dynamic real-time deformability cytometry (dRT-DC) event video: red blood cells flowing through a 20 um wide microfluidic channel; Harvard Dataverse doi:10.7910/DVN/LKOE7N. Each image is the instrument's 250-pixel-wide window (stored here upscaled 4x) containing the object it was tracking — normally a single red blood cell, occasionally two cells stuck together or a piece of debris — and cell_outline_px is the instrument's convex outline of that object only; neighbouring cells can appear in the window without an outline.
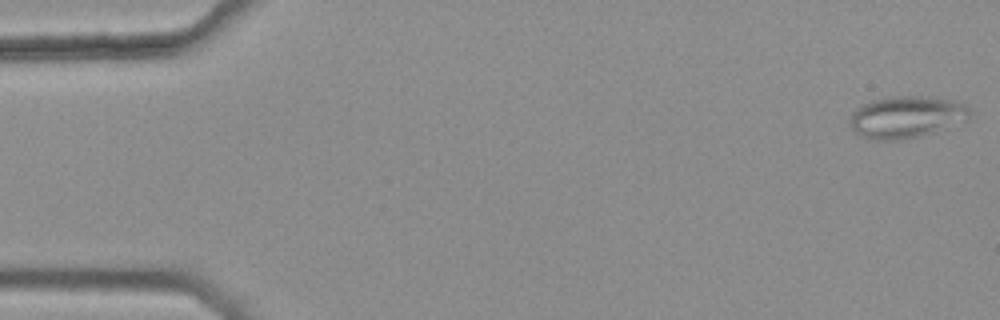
{"species": "common noctule bat (a hibernating species)", "species_latin": "Nyctalus noctula", "temperature_condition": "warm", "stored_images_in_passage": 47, "camera_frame_rate_fps": 3000, "um_per_image_px": 0.085, "animal": {"sex": "female", "body_mass_g": 25.1}, "frame": {"image": 1, "passage_image": 1, "time_ms": 0.0, "image_size_px": [1000, 320], "cell_outline_px": [[972, 112], [968, 120], [920, 136], [900, 140], [876, 140], [864, 136], [856, 132], [852, 128], [852, 112], [856, 108], [872, 100], [896, 96], [920, 96], [952, 100], [968, 104]], "centroid_in_image_um": [77.11, 9.93], "position_along_channel_um": 7.9, "area_um2": 29.02}}
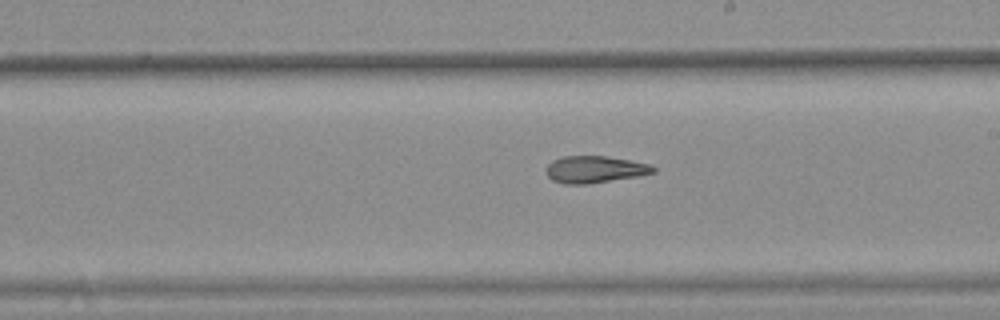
{"frame": {"image": 2, "passage_image": 30, "time_ms": 9.667, "image_size_px": [1000, 320], "cell_outline_px": [[656, 172], [636, 176], [588, 184], [564, 184], [552, 180], [548, 176], [548, 164], [552, 160], [564, 156], [608, 156], [652, 164], [656, 168]], "centroid_in_image_um": [50.58, 14.39], "position_along_channel_um": 238.4, "area_um2": 16.76}}
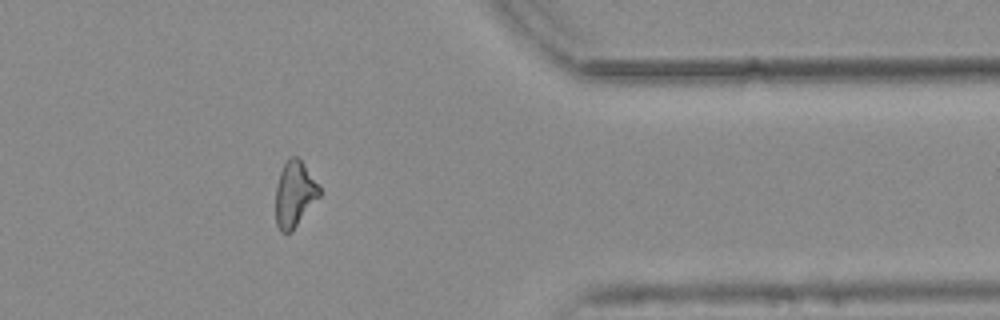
{"frame": {"image": 3, "passage_image": 43, "time_ms": 14.0, "image_size_px": [1000, 320], "cell_outline_px": [[320, 196], [292, 232], [280, 232], [276, 224], [276, 188], [280, 172], [284, 164], [292, 156], [296, 156], [304, 164], [320, 188]], "centroid_in_image_um": [25.03, 16.53], "position_along_channel_um": 386.4, "area_um2": 16.59}, "authors_computed_cell_mechanics": {"area_um2": 17.5134, "velocity_mm_per_s": 3.8066, "shape_relaxation_time_tau1_ms": null, "shape_relaxation_time_tau2_ms": 3.9471, "deformation_change_tau1": null, "deformation_change_tau2": 0.13}}